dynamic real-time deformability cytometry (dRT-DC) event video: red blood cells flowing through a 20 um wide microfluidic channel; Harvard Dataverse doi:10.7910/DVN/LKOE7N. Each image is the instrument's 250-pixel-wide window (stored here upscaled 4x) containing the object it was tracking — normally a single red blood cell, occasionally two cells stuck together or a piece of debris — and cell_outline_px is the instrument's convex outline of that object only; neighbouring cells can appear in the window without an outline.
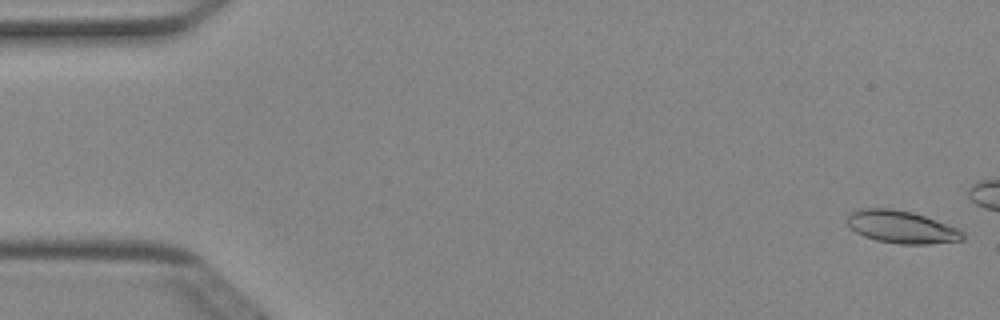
{"species": "Egyptian fruit bat (a non-hibernating species)", "species_latin": "Rousettus aegyptiacus", "temperature_condition": "cold", "stored_images_in_passage": 13, "camera_frame_rate_fps": 3000, "um_per_image_px": 0.085, "animal": {"sex": "female"}, "frame": {"image": 1, "passage_image": 1, "time_ms": 0.0, "image_size_px": [1000, 320], "cell_outline_px": [[964, 240], [928, 244], [900, 244], [876, 240], [864, 236], [856, 232], [848, 224], [848, 216], [852, 212], [860, 208], [892, 208], [912, 212], [960, 228], [964, 232]], "centroid_in_image_um": [76.67, 19.29], "position_along_channel_um": 8.3, "area_um2": 21.91}}